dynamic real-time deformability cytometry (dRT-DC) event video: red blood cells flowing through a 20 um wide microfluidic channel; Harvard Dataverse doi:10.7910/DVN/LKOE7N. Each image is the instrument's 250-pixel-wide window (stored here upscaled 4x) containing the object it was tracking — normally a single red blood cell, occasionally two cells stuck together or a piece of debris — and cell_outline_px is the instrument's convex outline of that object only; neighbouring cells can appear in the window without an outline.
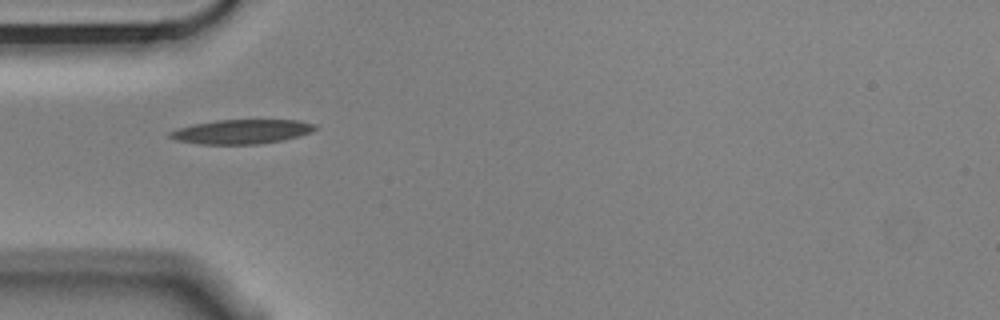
{"species": "Egyptian fruit bat (a non-hibernating species)", "species_latin": "Rousettus aegyptiacus", "temperature_condition": "cold", "stored_images_in_passage": 2, "camera_frame_rate_fps": 3000, "um_per_image_px": 0.085, "animal": {"sex": "male"}, "frame": {"image": 1, "passage_image": 1, "time_ms": 0.0, "image_size_px": [1000, 320], "cell_outline_px": [[316, 128], [312, 132], [300, 136], [284, 140], [260, 144], [200, 144], [176, 140], [168, 136], [168, 132], [176, 128], [192, 124], [216, 120], [300, 120], [316, 124]], "centroid_in_image_um": [20.54, 11.19], "position_along_channel_um": 64.5, "area_um2": 20.81}}
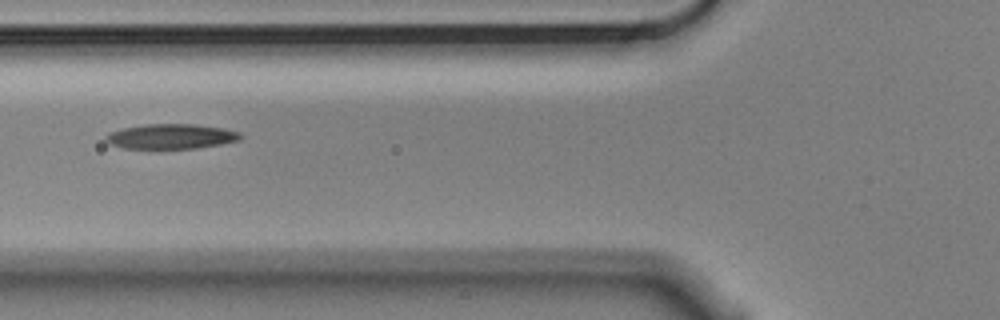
{"frame": {"image": 2, "passage_image": 2, "time_ms": 0.333, "image_size_px": [1000, 320], "cell_outline_px": [[244, 136], [240, 140], [220, 144], [196, 148], [124, 148], [108, 144], [104, 140], [104, 136], [108, 132], [124, 128], [148, 124], [196, 124], [224, 128], [240, 132]], "centroid_in_image_um": [14.54, 11.59], "position_along_channel_um": 111.3, "area_um2": 19.65}}